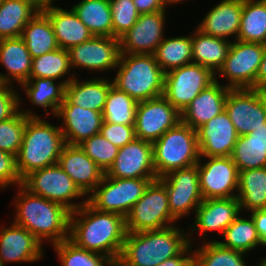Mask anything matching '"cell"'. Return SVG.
Masks as SVG:
<instances>
[{"label":"cell","instance_id":"obj_34","mask_svg":"<svg viewBox=\"0 0 266 266\" xmlns=\"http://www.w3.org/2000/svg\"><path fill=\"white\" fill-rule=\"evenodd\" d=\"M72 9L93 36L113 37L109 0H80Z\"/></svg>","mask_w":266,"mask_h":266},{"label":"cell","instance_id":"obj_28","mask_svg":"<svg viewBox=\"0 0 266 266\" xmlns=\"http://www.w3.org/2000/svg\"><path fill=\"white\" fill-rule=\"evenodd\" d=\"M109 77L78 80L74 77L65 87V97L77 106L103 112L107 94L113 85Z\"/></svg>","mask_w":266,"mask_h":266},{"label":"cell","instance_id":"obj_52","mask_svg":"<svg viewBox=\"0 0 266 266\" xmlns=\"http://www.w3.org/2000/svg\"><path fill=\"white\" fill-rule=\"evenodd\" d=\"M256 90L266 91V44L256 75Z\"/></svg>","mask_w":266,"mask_h":266},{"label":"cell","instance_id":"obj_7","mask_svg":"<svg viewBox=\"0 0 266 266\" xmlns=\"http://www.w3.org/2000/svg\"><path fill=\"white\" fill-rule=\"evenodd\" d=\"M157 178H113L104 175L88 195L87 202L98 211L116 213L126 218L133 205Z\"/></svg>","mask_w":266,"mask_h":266},{"label":"cell","instance_id":"obj_41","mask_svg":"<svg viewBox=\"0 0 266 266\" xmlns=\"http://www.w3.org/2000/svg\"><path fill=\"white\" fill-rule=\"evenodd\" d=\"M51 246L61 266H115L106 256L77 247L69 239Z\"/></svg>","mask_w":266,"mask_h":266},{"label":"cell","instance_id":"obj_8","mask_svg":"<svg viewBox=\"0 0 266 266\" xmlns=\"http://www.w3.org/2000/svg\"><path fill=\"white\" fill-rule=\"evenodd\" d=\"M22 186L31 194L57 202L71 212L87 202L86 195L58 164L30 172L23 178ZM78 197L85 199L78 203L74 201Z\"/></svg>","mask_w":266,"mask_h":266},{"label":"cell","instance_id":"obj_50","mask_svg":"<svg viewBox=\"0 0 266 266\" xmlns=\"http://www.w3.org/2000/svg\"><path fill=\"white\" fill-rule=\"evenodd\" d=\"M133 3L140 14L154 13L167 9L163 0H133Z\"/></svg>","mask_w":266,"mask_h":266},{"label":"cell","instance_id":"obj_13","mask_svg":"<svg viewBox=\"0 0 266 266\" xmlns=\"http://www.w3.org/2000/svg\"><path fill=\"white\" fill-rule=\"evenodd\" d=\"M197 166L203 199L237 197L239 172L230 156L200 157Z\"/></svg>","mask_w":266,"mask_h":266},{"label":"cell","instance_id":"obj_11","mask_svg":"<svg viewBox=\"0 0 266 266\" xmlns=\"http://www.w3.org/2000/svg\"><path fill=\"white\" fill-rule=\"evenodd\" d=\"M215 81V74L197 63H190L165 73L163 96L180 113Z\"/></svg>","mask_w":266,"mask_h":266},{"label":"cell","instance_id":"obj_51","mask_svg":"<svg viewBox=\"0 0 266 266\" xmlns=\"http://www.w3.org/2000/svg\"><path fill=\"white\" fill-rule=\"evenodd\" d=\"M249 215L255 223L262 246L266 247V209L253 211Z\"/></svg>","mask_w":266,"mask_h":266},{"label":"cell","instance_id":"obj_54","mask_svg":"<svg viewBox=\"0 0 266 266\" xmlns=\"http://www.w3.org/2000/svg\"><path fill=\"white\" fill-rule=\"evenodd\" d=\"M183 1H185V0H163V2H164V4H165L166 8L168 7V6H167L168 4H169V5H173V4L181 3V2H183ZM186 1H187V0H186Z\"/></svg>","mask_w":266,"mask_h":266},{"label":"cell","instance_id":"obj_16","mask_svg":"<svg viewBox=\"0 0 266 266\" xmlns=\"http://www.w3.org/2000/svg\"><path fill=\"white\" fill-rule=\"evenodd\" d=\"M68 53L72 69L105 72L116 69L121 55L120 42L114 37L93 36L70 48Z\"/></svg>","mask_w":266,"mask_h":266},{"label":"cell","instance_id":"obj_15","mask_svg":"<svg viewBox=\"0 0 266 266\" xmlns=\"http://www.w3.org/2000/svg\"><path fill=\"white\" fill-rule=\"evenodd\" d=\"M181 121V113L162 95L138 102L135 117V135L154 142Z\"/></svg>","mask_w":266,"mask_h":266},{"label":"cell","instance_id":"obj_20","mask_svg":"<svg viewBox=\"0 0 266 266\" xmlns=\"http://www.w3.org/2000/svg\"><path fill=\"white\" fill-rule=\"evenodd\" d=\"M0 265L6 263H30L43 258V244L26 228L11 222L0 226Z\"/></svg>","mask_w":266,"mask_h":266},{"label":"cell","instance_id":"obj_32","mask_svg":"<svg viewBox=\"0 0 266 266\" xmlns=\"http://www.w3.org/2000/svg\"><path fill=\"white\" fill-rule=\"evenodd\" d=\"M237 198L241 213L266 209V167L239 171Z\"/></svg>","mask_w":266,"mask_h":266},{"label":"cell","instance_id":"obj_44","mask_svg":"<svg viewBox=\"0 0 266 266\" xmlns=\"http://www.w3.org/2000/svg\"><path fill=\"white\" fill-rule=\"evenodd\" d=\"M79 146L84 153L106 173L113 164L119 148L100 133L82 141Z\"/></svg>","mask_w":266,"mask_h":266},{"label":"cell","instance_id":"obj_22","mask_svg":"<svg viewBox=\"0 0 266 266\" xmlns=\"http://www.w3.org/2000/svg\"><path fill=\"white\" fill-rule=\"evenodd\" d=\"M196 132L200 157L231 156L239 137L225 110Z\"/></svg>","mask_w":266,"mask_h":266},{"label":"cell","instance_id":"obj_42","mask_svg":"<svg viewBox=\"0 0 266 266\" xmlns=\"http://www.w3.org/2000/svg\"><path fill=\"white\" fill-rule=\"evenodd\" d=\"M35 115L34 111L20 109L13 117L0 121V150L17 156L23 141L26 122Z\"/></svg>","mask_w":266,"mask_h":266},{"label":"cell","instance_id":"obj_30","mask_svg":"<svg viewBox=\"0 0 266 266\" xmlns=\"http://www.w3.org/2000/svg\"><path fill=\"white\" fill-rule=\"evenodd\" d=\"M70 81L69 79H63L59 82L49 78H29L20 87L32 105L44 108L45 115L53 113L52 116L55 117L65 98V87ZM48 108L51 109L50 113Z\"/></svg>","mask_w":266,"mask_h":266},{"label":"cell","instance_id":"obj_33","mask_svg":"<svg viewBox=\"0 0 266 266\" xmlns=\"http://www.w3.org/2000/svg\"><path fill=\"white\" fill-rule=\"evenodd\" d=\"M21 38L32 58L59 48L52 24L41 10L25 25Z\"/></svg>","mask_w":266,"mask_h":266},{"label":"cell","instance_id":"obj_26","mask_svg":"<svg viewBox=\"0 0 266 266\" xmlns=\"http://www.w3.org/2000/svg\"><path fill=\"white\" fill-rule=\"evenodd\" d=\"M243 0H222L214 5L196 27L202 33L227 39L237 40L240 29Z\"/></svg>","mask_w":266,"mask_h":266},{"label":"cell","instance_id":"obj_35","mask_svg":"<svg viewBox=\"0 0 266 266\" xmlns=\"http://www.w3.org/2000/svg\"><path fill=\"white\" fill-rule=\"evenodd\" d=\"M237 40L266 44V0H243Z\"/></svg>","mask_w":266,"mask_h":266},{"label":"cell","instance_id":"obj_40","mask_svg":"<svg viewBox=\"0 0 266 266\" xmlns=\"http://www.w3.org/2000/svg\"><path fill=\"white\" fill-rule=\"evenodd\" d=\"M138 102L127 93L111 86L102 112L103 121L113 124L135 125Z\"/></svg>","mask_w":266,"mask_h":266},{"label":"cell","instance_id":"obj_17","mask_svg":"<svg viewBox=\"0 0 266 266\" xmlns=\"http://www.w3.org/2000/svg\"><path fill=\"white\" fill-rule=\"evenodd\" d=\"M166 10L140 14L133 27L119 38L124 54H153L165 38Z\"/></svg>","mask_w":266,"mask_h":266},{"label":"cell","instance_id":"obj_43","mask_svg":"<svg viewBox=\"0 0 266 266\" xmlns=\"http://www.w3.org/2000/svg\"><path fill=\"white\" fill-rule=\"evenodd\" d=\"M230 157L238 172L266 167V146L247 135L239 136Z\"/></svg>","mask_w":266,"mask_h":266},{"label":"cell","instance_id":"obj_53","mask_svg":"<svg viewBox=\"0 0 266 266\" xmlns=\"http://www.w3.org/2000/svg\"><path fill=\"white\" fill-rule=\"evenodd\" d=\"M246 135L250 139L259 142L260 144H264L266 146V123L262 124V126L256 128V130Z\"/></svg>","mask_w":266,"mask_h":266},{"label":"cell","instance_id":"obj_31","mask_svg":"<svg viewBox=\"0 0 266 266\" xmlns=\"http://www.w3.org/2000/svg\"><path fill=\"white\" fill-rule=\"evenodd\" d=\"M231 43L232 40L209 36L195 28L192 32V63L216 74L227 57Z\"/></svg>","mask_w":266,"mask_h":266},{"label":"cell","instance_id":"obj_1","mask_svg":"<svg viewBox=\"0 0 266 266\" xmlns=\"http://www.w3.org/2000/svg\"><path fill=\"white\" fill-rule=\"evenodd\" d=\"M126 234L125 217L98 211L88 202L70 214L69 240L77 247L106 256L114 265Z\"/></svg>","mask_w":266,"mask_h":266},{"label":"cell","instance_id":"obj_27","mask_svg":"<svg viewBox=\"0 0 266 266\" xmlns=\"http://www.w3.org/2000/svg\"><path fill=\"white\" fill-rule=\"evenodd\" d=\"M0 65L6 73L0 72V83L21 86L29 80L32 69V57L21 37L0 39Z\"/></svg>","mask_w":266,"mask_h":266},{"label":"cell","instance_id":"obj_38","mask_svg":"<svg viewBox=\"0 0 266 266\" xmlns=\"http://www.w3.org/2000/svg\"><path fill=\"white\" fill-rule=\"evenodd\" d=\"M71 69L68 50L58 48L32 58V69L29 78H49L59 81L68 74L67 79L72 80L76 76V72L70 73Z\"/></svg>","mask_w":266,"mask_h":266},{"label":"cell","instance_id":"obj_9","mask_svg":"<svg viewBox=\"0 0 266 266\" xmlns=\"http://www.w3.org/2000/svg\"><path fill=\"white\" fill-rule=\"evenodd\" d=\"M125 221L127 232L158 230L175 225L178 220L170 212L166 187L158 178L150 182Z\"/></svg>","mask_w":266,"mask_h":266},{"label":"cell","instance_id":"obj_56","mask_svg":"<svg viewBox=\"0 0 266 266\" xmlns=\"http://www.w3.org/2000/svg\"><path fill=\"white\" fill-rule=\"evenodd\" d=\"M35 1H37L41 6H43L44 4H46L52 0H35Z\"/></svg>","mask_w":266,"mask_h":266},{"label":"cell","instance_id":"obj_18","mask_svg":"<svg viewBox=\"0 0 266 266\" xmlns=\"http://www.w3.org/2000/svg\"><path fill=\"white\" fill-rule=\"evenodd\" d=\"M113 178H157L152 142L135 138L122 148L105 173Z\"/></svg>","mask_w":266,"mask_h":266},{"label":"cell","instance_id":"obj_5","mask_svg":"<svg viewBox=\"0 0 266 266\" xmlns=\"http://www.w3.org/2000/svg\"><path fill=\"white\" fill-rule=\"evenodd\" d=\"M113 86L136 102L157 98L164 93L165 72L153 54L121 53Z\"/></svg>","mask_w":266,"mask_h":266},{"label":"cell","instance_id":"obj_37","mask_svg":"<svg viewBox=\"0 0 266 266\" xmlns=\"http://www.w3.org/2000/svg\"><path fill=\"white\" fill-rule=\"evenodd\" d=\"M223 241H217L221 246L245 254L253 251L259 245L262 246L261 239L257 233L252 217L244 218L238 215L236 219L224 230Z\"/></svg>","mask_w":266,"mask_h":266},{"label":"cell","instance_id":"obj_6","mask_svg":"<svg viewBox=\"0 0 266 266\" xmlns=\"http://www.w3.org/2000/svg\"><path fill=\"white\" fill-rule=\"evenodd\" d=\"M153 145V165L157 178L171 171L196 165L200 159L197 132L180 121Z\"/></svg>","mask_w":266,"mask_h":266},{"label":"cell","instance_id":"obj_29","mask_svg":"<svg viewBox=\"0 0 266 266\" xmlns=\"http://www.w3.org/2000/svg\"><path fill=\"white\" fill-rule=\"evenodd\" d=\"M41 10L35 0L0 2V39L21 37L25 25Z\"/></svg>","mask_w":266,"mask_h":266},{"label":"cell","instance_id":"obj_49","mask_svg":"<svg viewBox=\"0 0 266 266\" xmlns=\"http://www.w3.org/2000/svg\"><path fill=\"white\" fill-rule=\"evenodd\" d=\"M190 244L181 254L168 258L157 266H194V253Z\"/></svg>","mask_w":266,"mask_h":266},{"label":"cell","instance_id":"obj_14","mask_svg":"<svg viewBox=\"0 0 266 266\" xmlns=\"http://www.w3.org/2000/svg\"><path fill=\"white\" fill-rule=\"evenodd\" d=\"M166 187L171 214L179 220L194 213L203 201L197 164L177 169L158 178Z\"/></svg>","mask_w":266,"mask_h":266},{"label":"cell","instance_id":"obj_55","mask_svg":"<svg viewBox=\"0 0 266 266\" xmlns=\"http://www.w3.org/2000/svg\"><path fill=\"white\" fill-rule=\"evenodd\" d=\"M256 266H266V257L261 258V260L258 262H256Z\"/></svg>","mask_w":266,"mask_h":266},{"label":"cell","instance_id":"obj_47","mask_svg":"<svg viewBox=\"0 0 266 266\" xmlns=\"http://www.w3.org/2000/svg\"><path fill=\"white\" fill-rule=\"evenodd\" d=\"M22 181L17 169L16 156L0 150V189H7L10 185L20 186Z\"/></svg>","mask_w":266,"mask_h":266},{"label":"cell","instance_id":"obj_12","mask_svg":"<svg viewBox=\"0 0 266 266\" xmlns=\"http://www.w3.org/2000/svg\"><path fill=\"white\" fill-rule=\"evenodd\" d=\"M225 111L238 136L249 134L266 123V91L230 89Z\"/></svg>","mask_w":266,"mask_h":266},{"label":"cell","instance_id":"obj_39","mask_svg":"<svg viewBox=\"0 0 266 266\" xmlns=\"http://www.w3.org/2000/svg\"><path fill=\"white\" fill-rule=\"evenodd\" d=\"M196 248L193 250L194 266H247L244 260L247 254L225 248L216 239H207L203 245Z\"/></svg>","mask_w":266,"mask_h":266},{"label":"cell","instance_id":"obj_2","mask_svg":"<svg viewBox=\"0 0 266 266\" xmlns=\"http://www.w3.org/2000/svg\"><path fill=\"white\" fill-rule=\"evenodd\" d=\"M13 198L14 224L26 228L42 244L53 245L69 239L71 211L65 206L44 197L31 194L22 185Z\"/></svg>","mask_w":266,"mask_h":266},{"label":"cell","instance_id":"obj_46","mask_svg":"<svg viewBox=\"0 0 266 266\" xmlns=\"http://www.w3.org/2000/svg\"><path fill=\"white\" fill-rule=\"evenodd\" d=\"M99 133L118 148H122L136 138L135 125L113 124L103 121Z\"/></svg>","mask_w":266,"mask_h":266},{"label":"cell","instance_id":"obj_48","mask_svg":"<svg viewBox=\"0 0 266 266\" xmlns=\"http://www.w3.org/2000/svg\"><path fill=\"white\" fill-rule=\"evenodd\" d=\"M12 85L0 83V121L13 117L19 110L23 98Z\"/></svg>","mask_w":266,"mask_h":266},{"label":"cell","instance_id":"obj_23","mask_svg":"<svg viewBox=\"0 0 266 266\" xmlns=\"http://www.w3.org/2000/svg\"><path fill=\"white\" fill-rule=\"evenodd\" d=\"M57 164L86 196L95 189L105 175L104 171L84 153L79 145L65 144Z\"/></svg>","mask_w":266,"mask_h":266},{"label":"cell","instance_id":"obj_19","mask_svg":"<svg viewBox=\"0 0 266 266\" xmlns=\"http://www.w3.org/2000/svg\"><path fill=\"white\" fill-rule=\"evenodd\" d=\"M62 119L59 125L66 144L79 145L85 139L99 134L103 115L99 111L72 104L66 97L60 104L55 118Z\"/></svg>","mask_w":266,"mask_h":266},{"label":"cell","instance_id":"obj_3","mask_svg":"<svg viewBox=\"0 0 266 266\" xmlns=\"http://www.w3.org/2000/svg\"><path fill=\"white\" fill-rule=\"evenodd\" d=\"M171 225L158 230L127 232L115 266H157L181 254L190 244V232Z\"/></svg>","mask_w":266,"mask_h":266},{"label":"cell","instance_id":"obj_45","mask_svg":"<svg viewBox=\"0 0 266 266\" xmlns=\"http://www.w3.org/2000/svg\"><path fill=\"white\" fill-rule=\"evenodd\" d=\"M109 4L112 14L113 37L119 39L133 27L140 13L133 0H109Z\"/></svg>","mask_w":266,"mask_h":266},{"label":"cell","instance_id":"obj_4","mask_svg":"<svg viewBox=\"0 0 266 266\" xmlns=\"http://www.w3.org/2000/svg\"><path fill=\"white\" fill-rule=\"evenodd\" d=\"M65 144L60 126L53 125L41 117H30L16 156L21 178L34 170L57 164Z\"/></svg>","mask_w":266,"mask_h":266},{"label":"cell","instance_id":"obj_24","mask_svg":"<svg viewBox=\"0 0 266 266\" xmlns=\"http://www.w3.org/2000/svg\"><path fill=\"white\" fill-rule=\"evenodd\" d=\"M54 1L56 2V0H52L41 6V11L52 24L59 48L69 50L93 37V34L71 7L69 10L60 8L53 5Z\"/></svg>","mask_w":266,"mask_h":266},{"label":"cell","instance_id":"obj_21","mask_svg":"<svg viewBox=\"0 0 266 266\" xmlns=\"http://www.w3.org/2000/svg\"><path fill=\"white\" fill-rule=\"evenodd\" d=\"M239 214L241 210L237 197L203 199L195 211L194 222L188 231L199 232L201 238L213 231L223 234Z\"/></svg>","mask_w":266,"mask_h":266},{"label":"cell","instance_id":"obj_25","mask_svg":"<svg viewBox=\"0 0 266 266\" xmlns=\"http://www.w3.org/2000/svg\"><path fill=\"white\" fill-rule=\"evenodd\" d=\"M230 88L219 79L203 89L181 112V121L197 130L210 119L225 110V101Z\"/></svg>","mask_w":266,"mask_h":266},{"label":"cell","instance_id":"obj_36","mask_svg":"<svg viewBox=\"0 0 266 266\" xmlns=\"http://www.w3.org/2000/svg\"><path fill=\"white\" fill-rule=\"evenodd\" d=\"M153 55L165 73L192 63V33L164 38Z\"/></svg>","mask_w":266,"mask_h":266},{"label":"cell","instance_id":"obj_10","mask_svg":"<svg viewBox=\"0 0 266 266\" xmlns=\"http://www.w3.org/2000/svg\"><path fill=\"white\" fill-rule=\"evenodd\" d=\"M265 44L234 40L227 57L215 74L226 79L230 89H255L256 75L262 60Z\"/></svg>","mask_w":266,"mask_h":266}]
</instances>
